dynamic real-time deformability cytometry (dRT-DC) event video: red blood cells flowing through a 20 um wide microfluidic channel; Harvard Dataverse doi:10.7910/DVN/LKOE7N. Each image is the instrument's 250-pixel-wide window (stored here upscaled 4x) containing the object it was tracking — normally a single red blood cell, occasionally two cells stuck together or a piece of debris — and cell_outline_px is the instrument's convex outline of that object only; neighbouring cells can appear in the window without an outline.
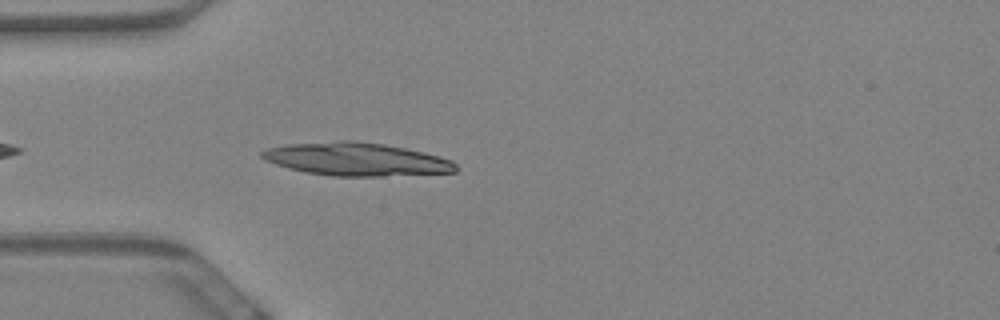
{"species": "Egyptian fruit bat (a non-hibernating species)", "species_latin": "Rousettus aegyptiacus", "temperature_condition": "warm", "stored_images_in_passage": 19, "segment_of_instrument_passage": [1, 2], "camera_frame_rate_fps": 3000, "um_per_image_px": 0.085, "animal": {"sex": "female"}, "frame": {"image": 1, "passage_image": 4, "time_ms": 1.0, "image_size_px": [1000, 320], "cell_outline_px": [[456, 172], [380, 176], [332, 176], [304, 172], [288, 168], [264, 160], [260, 156], [260, 152], [268, 148], [288, 144], [340, 140], [356, 140], [384, 144], [424, 152], [440, 156], [452, 160], [456, 164]], "centroid_in_image_um": [30.27, 13.53], "position_along_channel_um": 54.7, "area_um2": 37.45}}